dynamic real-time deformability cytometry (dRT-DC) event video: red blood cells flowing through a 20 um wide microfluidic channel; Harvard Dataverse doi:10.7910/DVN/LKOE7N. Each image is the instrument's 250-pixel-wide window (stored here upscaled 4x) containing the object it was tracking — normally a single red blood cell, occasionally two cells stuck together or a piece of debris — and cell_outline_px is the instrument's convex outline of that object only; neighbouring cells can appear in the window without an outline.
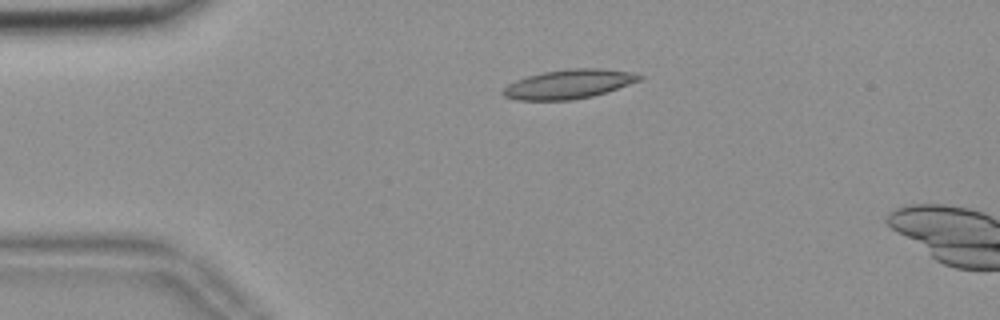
{"species": "common noctule bat (a hibernating species)", "species_latin": "Nyctalus noctula", "temperature_condition": "room temperature", "stored_images_in_passage": 4, "camera_frame_rate_fps": 3000, "um_per_image_px": 0.085, "animal": {"sex": "female", "body_mass_g": 18.4}, "frame": {"image": 1, "passage_image": 1, "time_ms": 0.0, "image_size_px": [1000, 320], "cell_outline_px": [[644, 76], [640, 80], [592, 96], [572, 100], [516, 100], [504, 96], [500, 92], [508, 84], [516, 80], [528, 76], [544, 72], [572, 68], [596, 68], [632, 72]], "centroid_in_image_um": [48.3, 7.15], "position_along_channel_um": 36.7, "area_um2": 22.89}}